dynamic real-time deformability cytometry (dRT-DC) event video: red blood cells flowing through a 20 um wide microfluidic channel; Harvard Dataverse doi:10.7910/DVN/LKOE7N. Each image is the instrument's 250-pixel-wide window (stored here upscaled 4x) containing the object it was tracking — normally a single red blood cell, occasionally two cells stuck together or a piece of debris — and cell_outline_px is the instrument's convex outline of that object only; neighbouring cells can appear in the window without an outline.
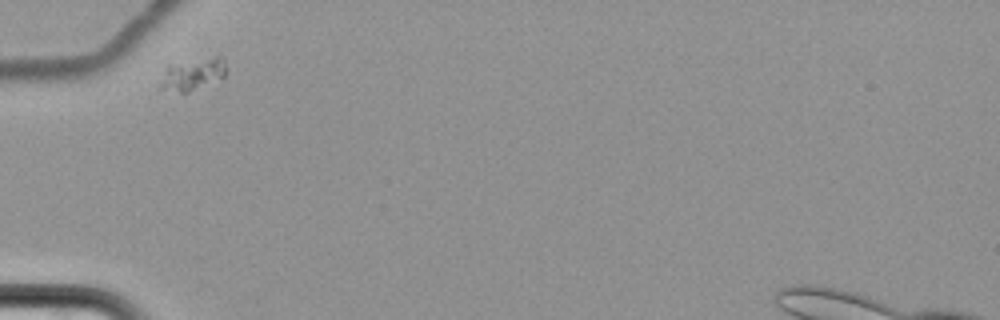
{"species": "common noctule bat (a hibernating species)", "species_latin": "Nyctalus noctula", "temperature_condition": "cold", "stored_images_in_passage": 4, "camera_frame_rate_fps": 3000, "um_per_image_px": 0.085, "animal": {"sex": "female", "body_mass_g": 22.7, "forearm_length_mm": 54.2}, "frame": {"image": 1, "passage_image": 1, "time_ms": 0.0, "image_size_px": [1000, 320], "cell_outline_px": [[224, 76], [184, 96], [160, 88], [160, 84], [164, 68], [168, 64], [216, 56], [220, 56], [224, 60]], "centroid_in_image_um": [16.3, 6.35], "position_along_channel_um": 68.7, "area_um2": 12.6}}
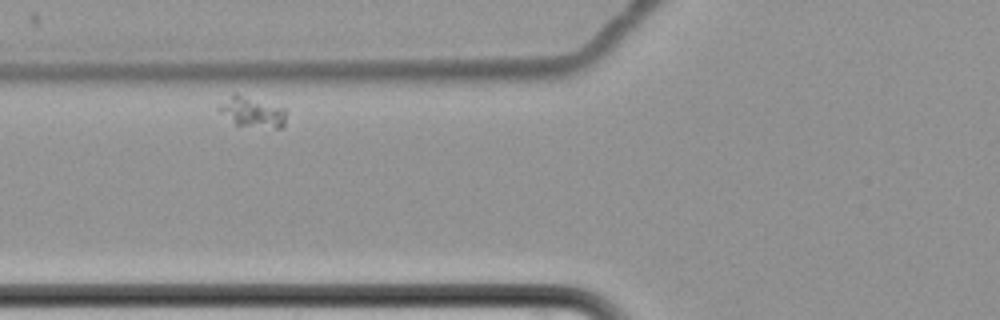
{"frame": {"image": 2, "passage_image": 2, "time_ms": 1.333, "image_size_px": [1000, 320], "cell_outline_px": [[284, 124], [280, 128], [276, 128], [236, 124], [220, 112], [216, 108], [220, 104], [236, 92], [284, 108]], "centroid_in_image_um": [21.42, 9.5], "position_along_channel_um": 104.4, "area_um2": 11.5}}
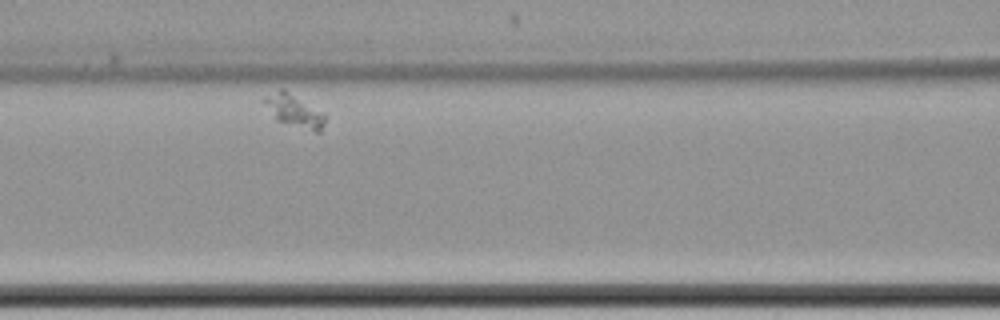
{"frame": {"image": 3, "passage_image": 3, "time_ms": 2.667, "image_size_px": [1000, 320], "cell_outline_px": [[324, 124], [320, 132], [316, 132], [276, 120], [260, 100], [264, 96], [280, 88], [284, 88], [324, 116]], "centroid_in_image_um": [24.89, 9.39], "position_along_channel_um": 141.7, "area_um2": 11.16}}